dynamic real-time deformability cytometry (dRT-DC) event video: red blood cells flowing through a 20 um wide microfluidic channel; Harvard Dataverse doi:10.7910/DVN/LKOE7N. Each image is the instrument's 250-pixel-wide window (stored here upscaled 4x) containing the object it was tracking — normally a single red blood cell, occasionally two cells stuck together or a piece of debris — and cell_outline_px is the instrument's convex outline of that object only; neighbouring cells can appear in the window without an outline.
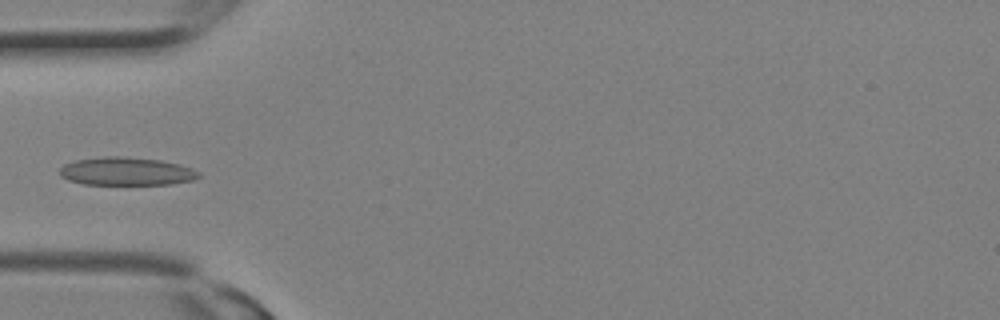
{"species": "Egyptian fruit bat (a non-hibernating species)", "species_latin": "Rousettus aegyptiacus", "temperature_condition": "room temperature", "stored_images_in_passage": 11, "camera_frame_rate_fps": 3000, "um_per_image_px": 0.085, "animal": {"sex": "female"}, "frame": {"image": 1, "passage_image": 10, "time_ms": 3.0, "image_size_px": [1000, 320], "cell_outline_px": [[200, 176], [192, 180], [168, 184], [84, 184], [68, 180], [60, 176], [60, 168], [64, 164], [76, 160], [108, 156], [120, 156], [160, 160], [180, 164], [192, 168], [200, 172]], "centroid_in_image_um": [10.74, 14.56], "position_along_channel_um": 74.3, "area_um2": 22.66}}